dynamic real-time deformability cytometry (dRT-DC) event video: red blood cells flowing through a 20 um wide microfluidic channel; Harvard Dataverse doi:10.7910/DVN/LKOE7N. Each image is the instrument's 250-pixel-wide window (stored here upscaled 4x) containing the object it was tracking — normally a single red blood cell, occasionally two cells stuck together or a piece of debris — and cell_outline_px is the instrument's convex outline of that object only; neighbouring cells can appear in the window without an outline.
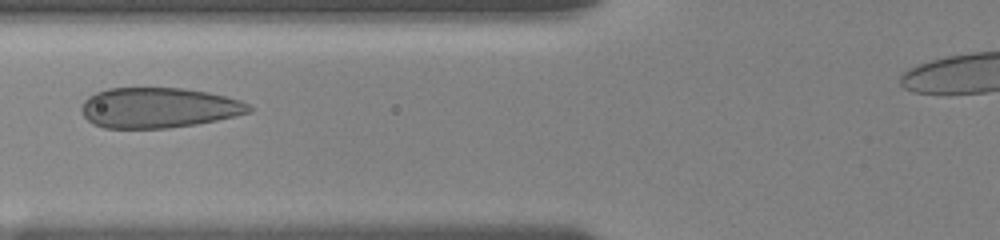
{"species": "human", "species_latin": "Homo sapiens", "temperature_condition": "room temperature", "stored_images_in_passage": 24, "camera_frame_rate_fps": 3000, "um_per_image_px": 0.085, "donor": {"sex": "female"}, "frame": {"image": 1, "passage_image": 13, "time_ms": 5.333, "image_size_px": [1000, 240], "cell_outline_px": [[252, 112], [236, 116], [196, 124], [168, 128], [104, 128], [92, 124], [84, 116], [80, 108], [84, 100], [88, 96], [96, 92], [108, 88], [184, 88], [208, 92], [240, 100], [248, 104], [252, 108]], "centroid_in_image_um": [13.46, 9.16], "position_along_channel_um": 112.3, "area_um2": 39.48}}
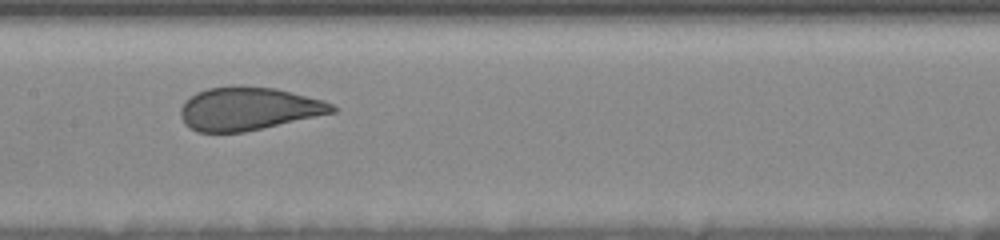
{"frame": {"image": 2, "passage_image": 19, "time_ms": 7.333, "image_size_px": [1000, 240], "cell_outline_px": [[336, 112], [244, 132], [196, 132], [188, 128], [184, 124], [180, 116], [180, 108], [196, 92], [208, 88], [240, 84], [276, 88], [324, 100], [332, 104], [336, 108]], "centroid_in_image_um": [21.1, 9.23], "position_along_channel_um": 186.3, "area_um2": 38.32}}
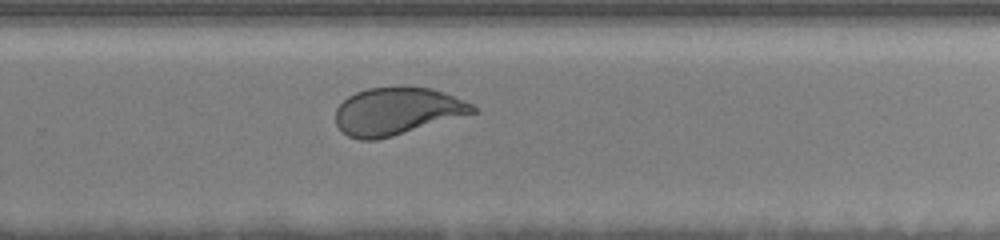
{"frame": {"image": 3, "passage_image": 24, "time_ms": 10.333, "image_size_px": [1000, 240], "cell_outline_px": [[476, 112], [392, 136], [376, 140], [360, 140], [348, 136], [336, 124], [336, 108], [348, 96], [356, 92], [368, 88], [432, 88], [444, 92], [472, 104], [476, 108]], "centroid_in_image_um": [33.71, 9.46], "position_along_channel_um": 296.1, "area_um2": 37.17}}